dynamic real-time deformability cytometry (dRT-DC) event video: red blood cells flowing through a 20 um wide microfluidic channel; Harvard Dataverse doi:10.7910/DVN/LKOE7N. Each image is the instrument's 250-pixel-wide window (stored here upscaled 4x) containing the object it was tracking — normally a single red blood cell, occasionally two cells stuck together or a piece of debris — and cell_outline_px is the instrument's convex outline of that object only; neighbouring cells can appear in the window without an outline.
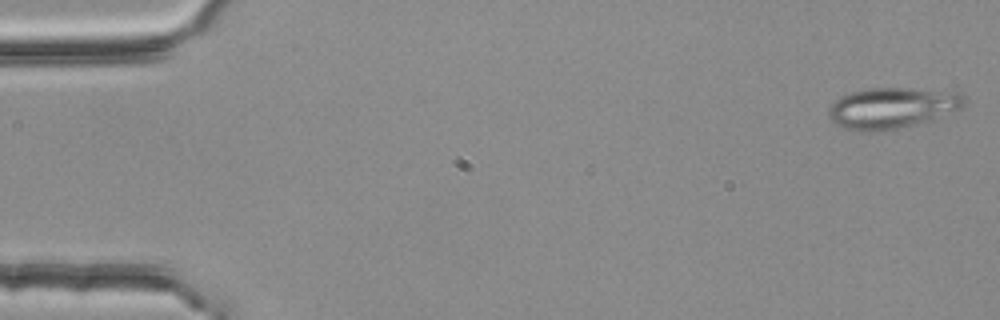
{"species": "common noctule bat (a hibernating species)", "species_latin": "Nyctalus noctula", "temperature_condition": "room temperature", "stored_images_in_passage": 4, "camera_frame_rate_fps": 3000, "um_per_image_px": 0.085, "animal": {"sex": "female", "body_mass_g": 25.1}, "frame": {"image": 1, "passage_image": 1, "time_ms": 0.0, "image_size_px": [1000, 320], "cell_outline_px": [[964, 104], [960, 108], [932, 120], [880, 132], [860, 132], [844, 128], [832, 120], [828, 116], [828, 108], [840, 96], [852, 92], [868, 88], [912, 88], [960, 92], [964, 96]], "centroid_in_image_um": [75.81, 9.18], "position_along_channel_um": 9.2, "area_um2": 32.43}}